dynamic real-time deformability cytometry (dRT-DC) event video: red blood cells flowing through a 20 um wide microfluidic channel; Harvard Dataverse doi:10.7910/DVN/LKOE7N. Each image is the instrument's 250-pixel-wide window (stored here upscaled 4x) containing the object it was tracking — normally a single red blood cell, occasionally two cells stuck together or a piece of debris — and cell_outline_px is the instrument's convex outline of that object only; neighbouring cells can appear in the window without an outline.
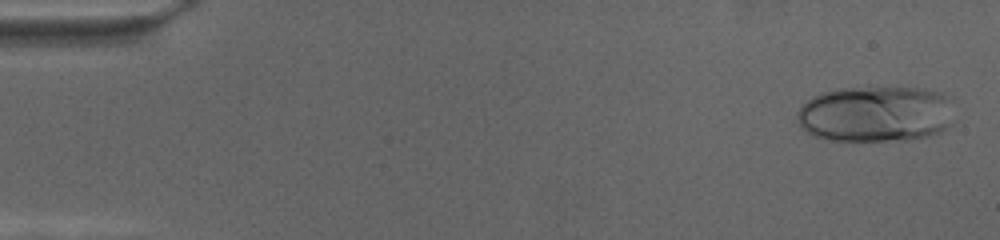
{"species": "human", "species_latin": "Homo sapiens", "temperature_condition": "cold", "stored_images_in_passage": 70, "camera_frame_rate_fps": 3000, "um_per_image_px": 0.085, "donor": {"sex": "female"}, "frame": {"image": 1, "passage_image": 2, "time_ms": 0.333, "image_size_px": [1000, 240], "cell_outline_px": [[956, 100], [952, 124], [940, 132], [908, 140], [828, 140], [804, 132], [800, 128], [796, 116], [796, 112], [800, 104], [812, 96], [820, 92], [836, 88], [924, 88], [940, 92], [952, 96]], "centroid_in_image_um": [74.46, 9.67], "position_along_channel_um": 10.5, "area_um2": 52.6}}
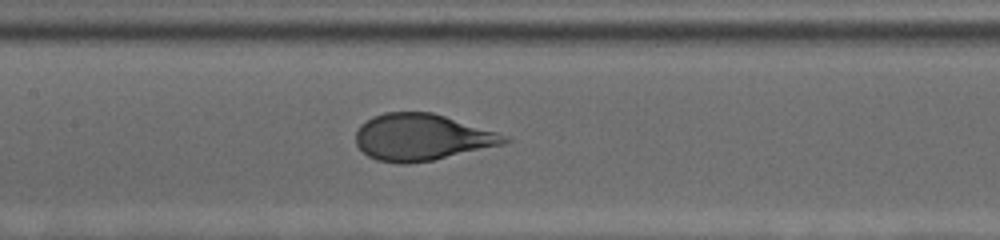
{"frame": {"image": 2, "passage_image": 33, "time_ms": 10.667, "image_size_px": [1000, 240], "cell_outline_px": [[512, 140], [504, 144], [432, 160], [408, 164], [400, 164], [376, 160], [368, 156], [356, 144], [356, 132], [360, 124], [372, 116], [384, 112], [432, 112], [496, 132], [508, 136]], "centroid_in_image_um": [35.82, 11.67], "position_along_channel_um": 171.6, "area_um2": 40.23}}
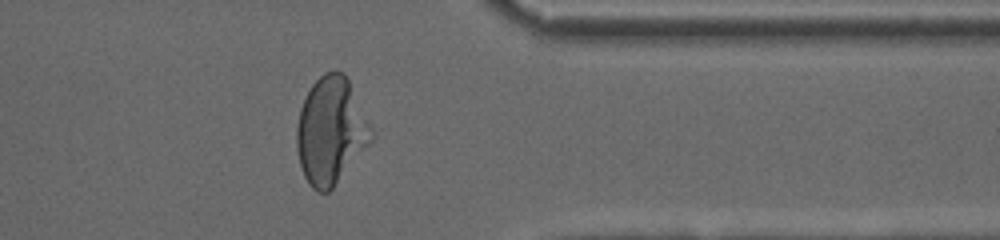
{"frame": {"image": 3, "passage_image": 56, "time_ms": 18.333, "image_size_px": [1000, 240], "cell_outline_px": [[372, 140], [332, 188], [328, 192], [320, 192], [312, 188], [308, 184], [304, 176], [300, 164], [296, 148], [296, 128], [300, 108], [312, 84], [324, 72], [336, 68], [344, 72], [372, 128]], "centroid_in_image_um": [28.09, 11.1], "position_along_channel_um": 383.3, "area_um2": 46.12}}